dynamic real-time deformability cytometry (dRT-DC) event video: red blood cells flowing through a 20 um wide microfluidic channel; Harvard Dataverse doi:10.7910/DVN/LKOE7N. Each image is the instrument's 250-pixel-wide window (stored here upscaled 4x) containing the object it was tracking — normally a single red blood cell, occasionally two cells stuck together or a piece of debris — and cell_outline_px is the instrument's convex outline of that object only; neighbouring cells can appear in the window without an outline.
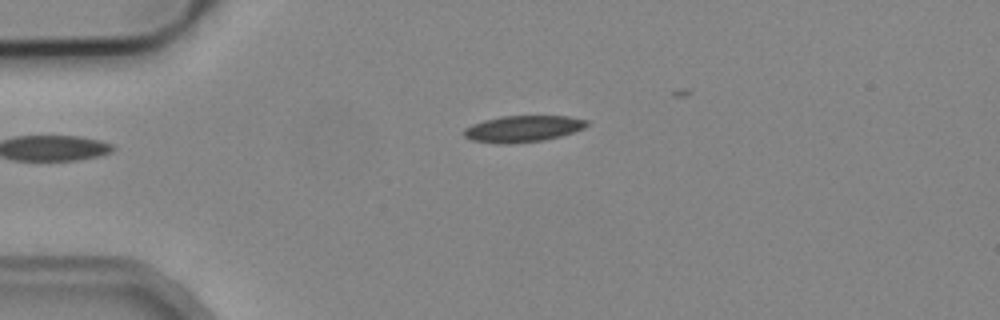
{"species": "common noctule bat (a hibernating species)", "species_latin": "Nyctalus noctula", "temperature_condition": "cold", "stored_images_in_passage": 2, "camera_frame_rate_fps": 3000, "um_per_image_px": 0.085, "animal": {"sex": "male", "body_mass_g": 19.2, "forearm_length_mm": 51.8}, "frame": {"image": 1, "passage_image": 2, "time_ms": 1.333, "image_size_px": [1000, 320], "cell_outline_px": [[588, 124], [584, 128], [560, 136], [544, 140], [508, 144], [496, 144], [472, 140], [464, 136], [460, 132], [464, 128], [472, 124], [484, 120], [500, 116], [568, 116], [588, 120]], "centroid_in_image_um": [44.39, 10.95], "position_along_channel_um": 40.6, "area_um2": 19.07}}